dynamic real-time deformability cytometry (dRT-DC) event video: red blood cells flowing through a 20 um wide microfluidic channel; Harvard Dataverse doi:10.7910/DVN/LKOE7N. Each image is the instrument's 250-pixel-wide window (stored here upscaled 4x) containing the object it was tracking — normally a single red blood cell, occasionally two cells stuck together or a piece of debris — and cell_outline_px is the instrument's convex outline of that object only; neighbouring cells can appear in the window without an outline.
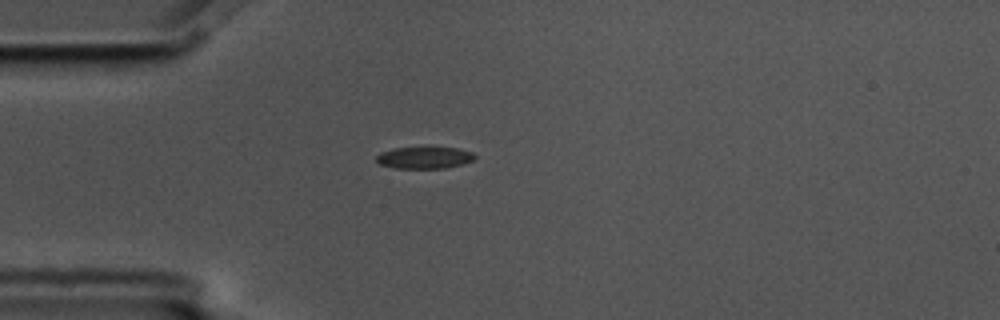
{"species": "common noctule bat (a hibernating species)", "species_latin": "Nyctalus noctula", "temperature_condition": "cold", "stored_images_in_passage": 4, "camera_frame_rate_fps": 3000, "um_per_image_px": 0.085, "animal": {"sex": "male", "body_mass_g": 17.5, "forearm_length_mm": 52.3}, "frame": {"image": 1, "passage_image": 3, "time_ms": 0.667, "image_size_px": [1000, 320], "cell_outline_px": [[476, 160], [464, 164], [448, 168], [396, 168], [380, 164], [376, 160], [376, 156], [380, 152], [392, 148], [456, 148], [472, 152], [476, 156]], "centroid_in_image_um": [36.11, 13.41], "position_along_channel_um": 48.9, "area_um2": 12.54}}